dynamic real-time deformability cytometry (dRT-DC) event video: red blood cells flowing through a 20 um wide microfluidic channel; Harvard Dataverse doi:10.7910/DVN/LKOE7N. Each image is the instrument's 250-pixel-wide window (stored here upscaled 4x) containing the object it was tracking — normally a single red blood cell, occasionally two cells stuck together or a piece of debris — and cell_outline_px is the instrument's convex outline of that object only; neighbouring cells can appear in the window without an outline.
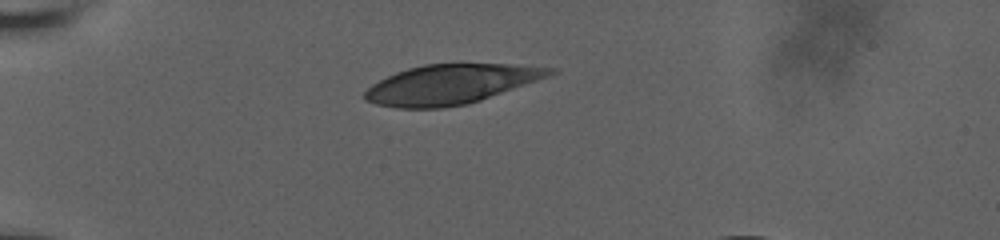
{"species": "human", "species_latin": "Homo sapiens", "temperature_condition": "room temperature", "stored_images_in_passage": 34, "camera_frame_rate_fps": 3000, "um_per_image_px": 0.085, "donor": {"sex": "male"}, "frame": {"image": 1, "passage_image": 1, "time_ms": 0.0, "image_size_px": [1000, 240], "cell_outline_px": [[556, 72], [548, 76], [480, 100], [468, 104], [440, 108], [400, 108], [376, 104], [364, 100], [364, 92], [372, 84], [396, 72], [408, 68], [424, 64], [460, 60], [512, 64], [556, 68]], "centroid_in_image_um": [38.32, 7.11], "position_along_channel_um": 46.7, "area_um2": 43.52}}
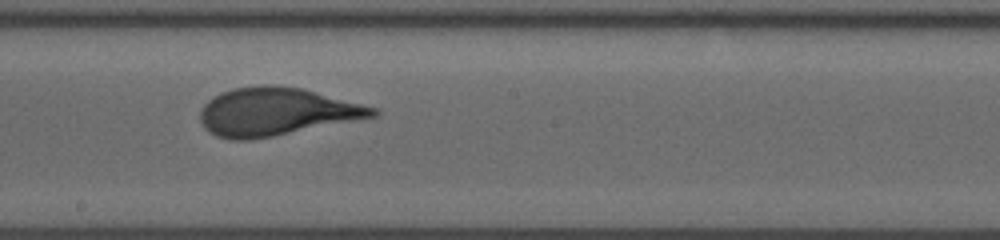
{"frame": {"image": 2, "passage_image": 18, "time_ms": 5.667, "image_size_px": [1000, 240], "cell_outline_px": [[380, 112], [376, 116], [272, 136], [248, 140], [232, 140], [216, 136], [208, 132], [204, 128], [200, 120], [200, 112], [204, 104], [208, 100], [232, 88], [264, 84], [276, 84], [300, 88], [376, 108]], "centroid_in_image_um": [23.42, 9.49], "position_along_channel_um": 224.8, "area_um2": 47.69}}
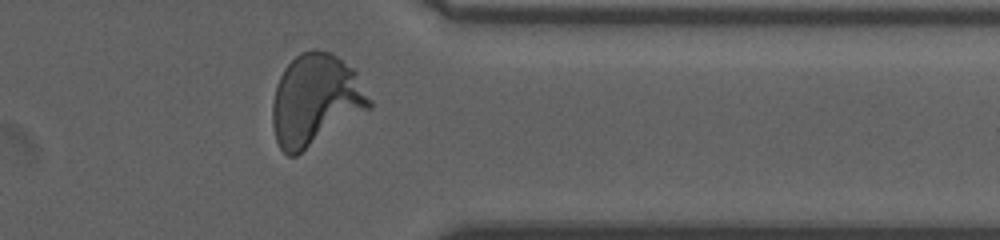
{"frame": {"image": 3, "passage_image": 31, "time_ms": 10.0, "image_size_px": [1000, 240], "cell_outline_px": [[372, 108], [296, 156], [288, 156], [280, 148], [276, 140], [272, 124], [272, 104], [276, 84], [284, 68], [300, 52], [312, 48], [316, 48], [332, 52], [352, 68], [356, 72], [372, 100]], "centroid_in_image_um": [26.82, 8.49], "position_along_channel_um": 384.6, "area_um2": 52.08}, "authors_computed_cell_mechanics": {"area_um2": 47.5694, "velocity_mm_per_s": 3.7954, "shape_relaxation_time_tau1_ms": 4.4163, "shape_relaxation_time_tau2_ms": null, "deformation_change_tau1": 0.1958, "deformation_change_tau2": null}}